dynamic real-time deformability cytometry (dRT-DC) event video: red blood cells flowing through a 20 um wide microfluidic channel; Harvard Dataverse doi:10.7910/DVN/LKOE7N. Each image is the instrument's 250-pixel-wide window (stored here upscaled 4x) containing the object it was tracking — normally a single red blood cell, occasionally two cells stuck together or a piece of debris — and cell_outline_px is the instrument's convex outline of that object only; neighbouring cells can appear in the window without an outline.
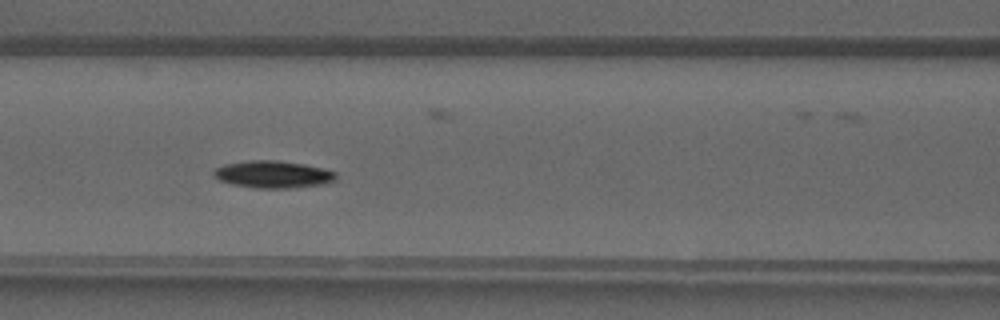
{"species": "common noctule bat (a hibernating species)", "species_latin": "Nyctalus noctula", "temperature_condition": "warm", "stored_images_in_passage": 33, "camera_frame_rate_fps": 3000, "um_per_image_px": 0.085, "animal": {"sex": "male", "forearm_length_mm": 52.5}, "frame": {"image": 1, "passage_image": 9, "time_ms": 2.667, "image_size_px": [1000, 320], "cell_outline_px": [[336, 176], [332, 180], [324, 184], [292, 188], [256, 188], [232, 184], [220, 180], [212, 176], [212, 172], [216, 168], [224, 164], [252, 160], [280, 160], [304, 164], [324, 168], [336, 172]], "centroid_in_image_um": [23.19, 14.81], "position_along_channel_um": 143.4, "area_um2": 19.42}}
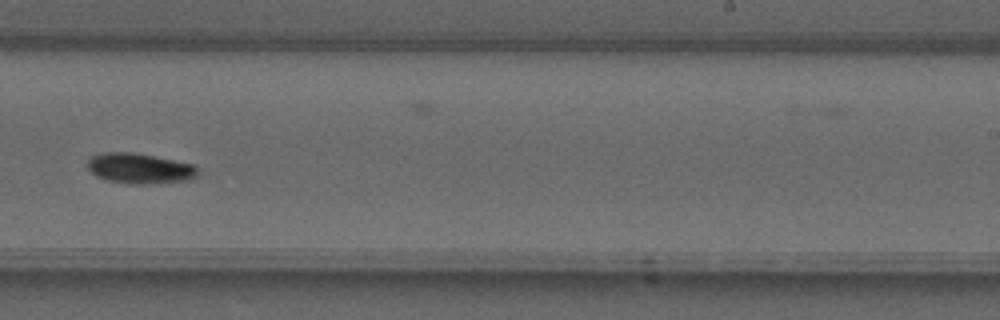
{"frame": {"image": 2, "passage_image": 17, "time_ms": 5.333, "image_size_px": [1000, 320], "cell_outline_px": [[200, 172], [196, 176], [188, 180], [152, 184], [132, 184], [108, 180], [96, 176], [88, 168], [88, 160], [92, 156], [104, 152], [132, 152], [196, 164], [200, 168]], "centroid_in_image_um": [11.94, 14.31], "position_along_channel_um": 277.1, "area_um2": 19.65}}
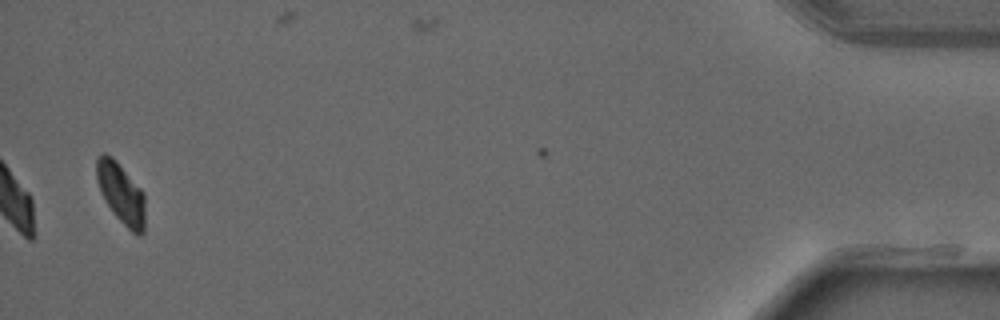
{"frame": {"image": 3, "passage_image": 31, "time_ms": 10.0, "image_size_px": [1000, 320], "cell_outline_px": [[144, 232], [140, 236], [136, 236], [116, 216], [104, 200], [100, 192], [96, 180], [96, 160], [104, 152], [112, 156], [116, 160], [144, 192]], "centroid_in_image_um": [10.28, 16.43], "position_along_channel_um": 424.9, "area_um2": 17.22}}